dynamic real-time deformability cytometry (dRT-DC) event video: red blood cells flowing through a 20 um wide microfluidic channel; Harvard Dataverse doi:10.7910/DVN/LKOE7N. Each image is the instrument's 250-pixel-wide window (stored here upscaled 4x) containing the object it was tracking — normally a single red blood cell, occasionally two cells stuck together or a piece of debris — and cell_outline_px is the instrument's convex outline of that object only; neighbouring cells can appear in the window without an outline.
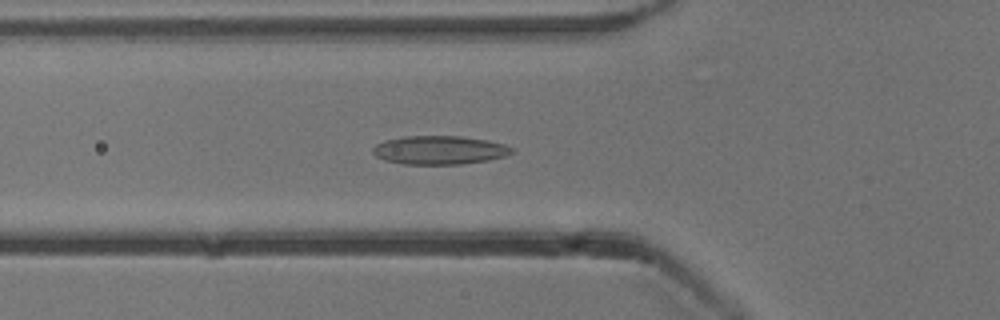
{"species": "common noctule bat (a hibernating species)", "species_latin": "Nyctalus noctula", "temperature_condition": "cold", "stored_images_in_passage": 54, "segment_of_instrument_passage": [1, 2], "camera_frame_rate_fps": 3000, "um_per_image_px": 0.085, "animal": {"sex": "male", "body_mass_g": 13.3}, "frame": {"image": 1, "passage_image": 19, "time_ms": 6.0, "image_size_px": [1000, 320], "cell_outline_px": [[512, 152], [504, 156], [488, 160], [460, 164], [400, 164], [384, 160], [376, 156], [372, 152], [372, 148], [376, 144], [384, 140], [404, 136], [460, 136], [488, 140], [504, 144], [512, 148]], "centroid_in_image_um": [37.3, 12.75], "position_along_channel_um": 88.5, "area_um2": 23.18}}
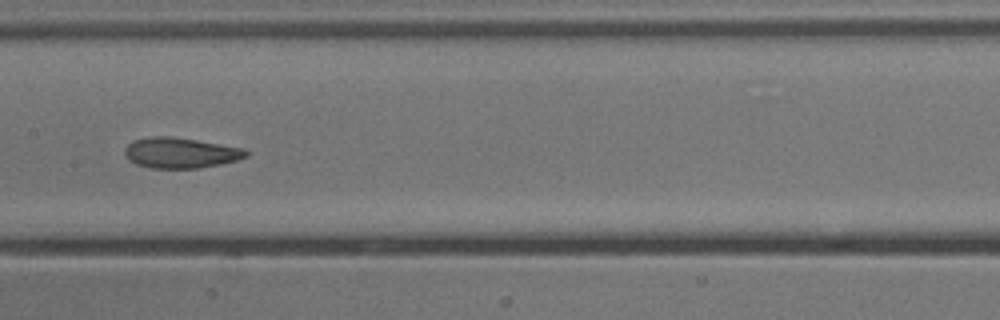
{"frame": {"image": 2, "passage_image": 27, "time_ms": 8.667, "image_size_px": [1000, 320], "cell_outline_px": [[248, 156], [236, 160], [220, 164], [200, 168], [152, 168], [136, 164], [128, 160], [124, 156], [124, 148], [132, 140], [152, 136], [168, 136], [196, 140], [244, 148], [248, 152]], "centroid_in_image_um": [15.3, 12.99], "position_along_channel_um": 192.1, "area_um2": 21.62}}
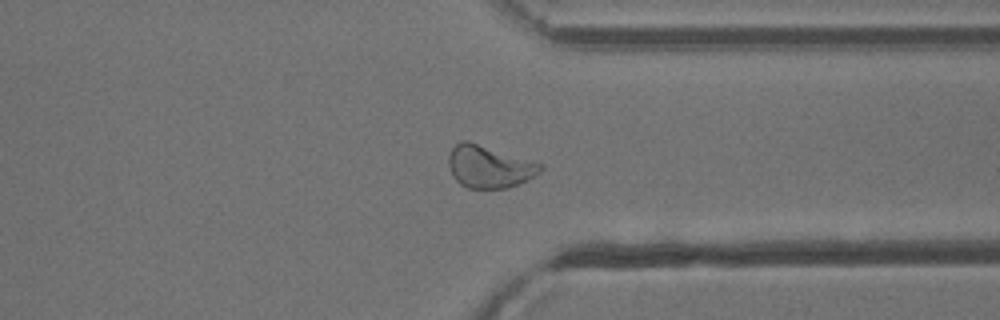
{"frame": {"image": 3, "passage_image": 41, "time_ms": 13.333, "image_size_px": [1000, 320], "cell_outline_px": [[544, 168], [540, 172], [508, 188], [468, 188], [460, 184], [452, 176], [448, 164], [448, 156], [452, 148], [460, 140], [468, 140], [544, 164]], "centroid_in_image_um": [41.55, 14.15], "position_along_channel_um": 369.9, "area_um2": 22.66}}